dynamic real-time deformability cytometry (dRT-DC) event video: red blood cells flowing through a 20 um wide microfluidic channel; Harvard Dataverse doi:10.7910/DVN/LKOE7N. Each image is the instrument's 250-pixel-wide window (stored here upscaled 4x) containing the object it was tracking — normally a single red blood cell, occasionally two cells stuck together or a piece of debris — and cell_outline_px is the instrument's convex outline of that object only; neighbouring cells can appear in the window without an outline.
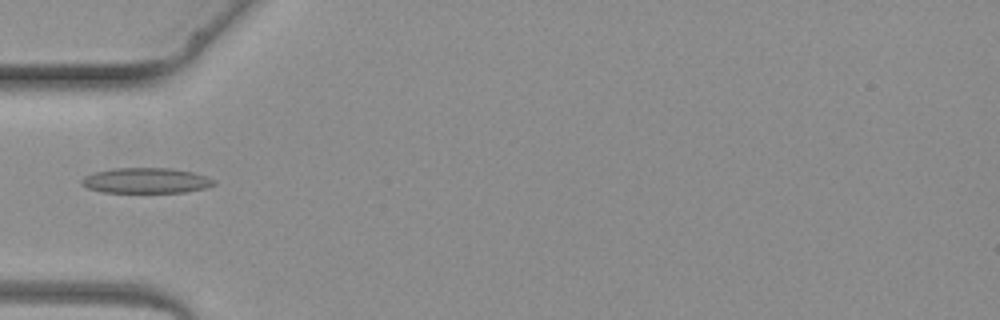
{"species": "common noctule bat (a hibernating species)", "species_latin": "Nyctalus noctula", "temperature_condition": "warm", "stored_images_in_passage": 3, "camera_frame_rate_fps": 3000, "um_per_image_px": 0.085, "animal": {"sex": "female", "body_mass_g": 19.3, "forearm_length_mm": 54.1}, "frame": {"image": 1, "passage_image": 3, "time_ms": 2.333, "image_size_px": [1000, 320], "cell_outline_px": [[216, 184], [204, 188], [184, 192], [104, 192], [88, 188], [80, 184], [80, 180], [84, 176], [92, 172], [112, 168], [172, 168], [192, 172], [216, 180]], "centroid_in_image_um": [12.37, 15.34], "position_along_channel_um": 72.6, "area_um2": 19.59}}